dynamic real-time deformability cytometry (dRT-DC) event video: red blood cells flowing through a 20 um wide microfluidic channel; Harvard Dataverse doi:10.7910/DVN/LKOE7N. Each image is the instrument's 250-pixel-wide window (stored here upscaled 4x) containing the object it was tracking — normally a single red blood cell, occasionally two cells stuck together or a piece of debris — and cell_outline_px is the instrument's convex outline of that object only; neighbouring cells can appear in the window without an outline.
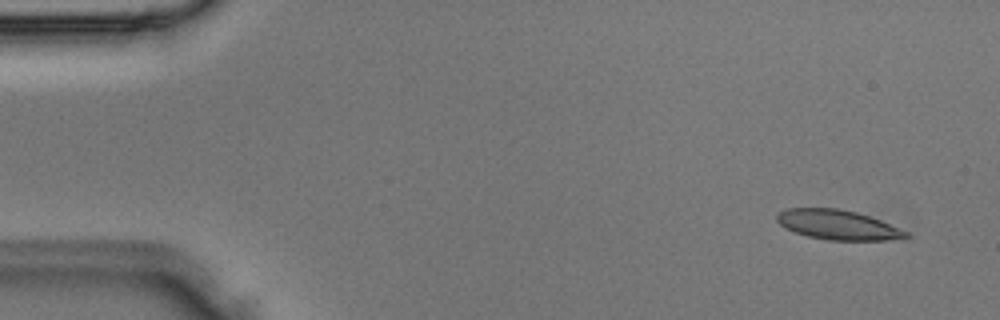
{"species": "Egyptian fruit bat (a non-hibernating species)", "species_latin": "Rousettus aegyptiacus", "temperature_condition": "room temperature", "stored_images_in_passage": 4, "camera_frame_rate_fps": 3000, "um_per_image_px": 0.085, "animal": {"sex": "male"}, "frame": {"image": 1, "passage_image": 1, "time_ms": 0.0, "image_size_px": [1000, 320], "cell_outline_px": [[908, 236], [884, 240], [828, 240], [808, 236], [784, 228], [776, 220], [776, 216], [784, 208], [840, 208], [856, 212], [880, 220], [908, 232]], "centroid_in_image_um": [71.15, 19.09], "position_along_channel_um": 13.9, "area_um2": 22.08}}
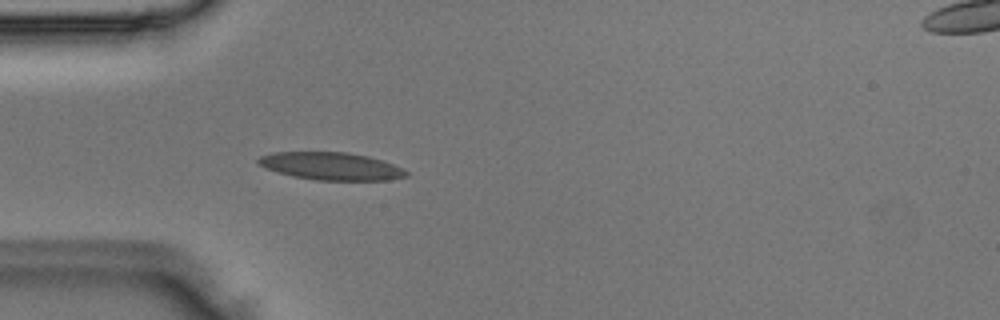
{"frame": {"image": 2, "passage_image": 4, "time_ms": 1.0, "image_size_px": [1000, 320], "cell_outline_px": [[408, 176], [388, 180], [316, 180], [292, 176], [264, 168], [256, 160], [260, 156], [272, 152], [348, 152], [368, 156], [392, 164], [408, 172]], "centroid_in_image_um": [28.11, 14.12], "position_along_channel_um": 56.9, "area_um2": 23.7}}